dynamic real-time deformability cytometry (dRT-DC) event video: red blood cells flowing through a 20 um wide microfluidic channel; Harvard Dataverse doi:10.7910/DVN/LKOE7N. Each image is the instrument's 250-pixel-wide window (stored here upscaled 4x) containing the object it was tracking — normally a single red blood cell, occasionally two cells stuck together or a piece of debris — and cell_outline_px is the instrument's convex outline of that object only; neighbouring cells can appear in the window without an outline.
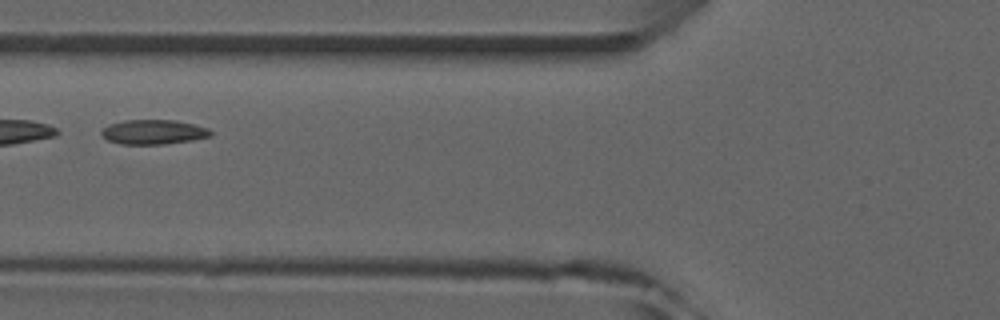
{"species": "common noctule bat (a hibernating species)", "species_latin": "Nyctalus noctula", "temperature_condition": "room temperature", "stored_images_in_passage": 7, "camera_frame_rate_fps": 3000, "um_per_image_px": 0.085, "animal": {"sex": "male", "forearm_length_mm": 52.5}, "frame": {"image": 1, "passage_image": 6, "time_ms": 7.333, "image_size_px": [1000, 320], "cell_outline_px": [[212, 136], [192, 140], [164, 144], [120, 144], [108, 140], [100, 136], [100, 132], [108, 124], [124, 120], [176, 120], [208, 128], [212, 132]], "centroid_in_image_um": [13.01, 11.22], "position_along_channel_um": 112.8, "area_um2": 15.72}}
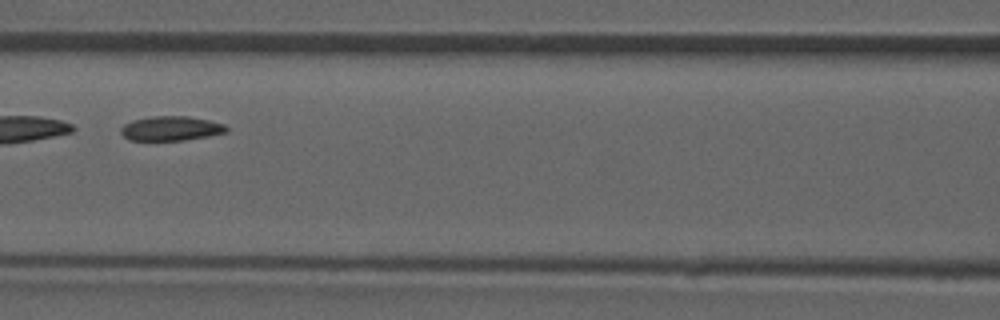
{"frame": {"image": 2, "passage_image": 7, "time_ms": 8.333, "image_size_px": [1000, 320], "cell_outline_px": [[228, 132], [208, 136], [184, 140], [128, 140], [120, 132], [120, 128], [124, 124], [132, 120], [152, 116], [188, 116], [208, 120], [224, 124], [228, 128]], "centroid_in_image_um": [14.52, 10.91], "position_along_channel_um": 152.1, "area_um2": 15.09}}